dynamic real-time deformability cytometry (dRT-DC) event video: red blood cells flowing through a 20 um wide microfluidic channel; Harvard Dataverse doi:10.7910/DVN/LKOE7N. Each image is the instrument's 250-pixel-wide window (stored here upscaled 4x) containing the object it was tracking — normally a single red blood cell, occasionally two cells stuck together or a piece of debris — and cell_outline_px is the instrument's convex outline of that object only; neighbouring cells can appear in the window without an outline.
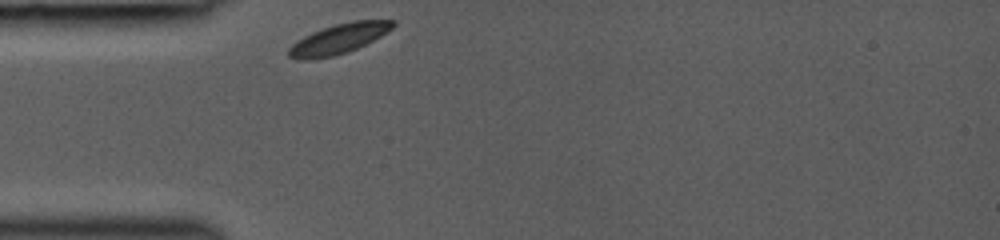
{"species": "common noctule bat (a hibernating species)", "species_latin": "Nyctalus noctula", "temperature_condition": "room temperature", "stored_images_in_passage": 25, "camera_frame_rate_fps": 3000, "um_per_image_px": 0.085, "animal": {"sex": "female", "body_mass_g": 19.0, "forearm_length_mm": 53.3}, "frame": {"image": 1, "passage_image": 1, "time_ms": 0.0, "image_size_px": [1000, 240], "cell_outline_px": [[396, 24], [392, 28], [380, 36], [356, 48], [332, 56], [288, 56], [288, 48], [292, 44], [304, 36], [312, 32], [336, 24], [352, 20], [396, 20]], "centroid_in_image_um": [28.89, 3.22], "position_along_channel_um": 56.1, "area_um2": 17.11}}
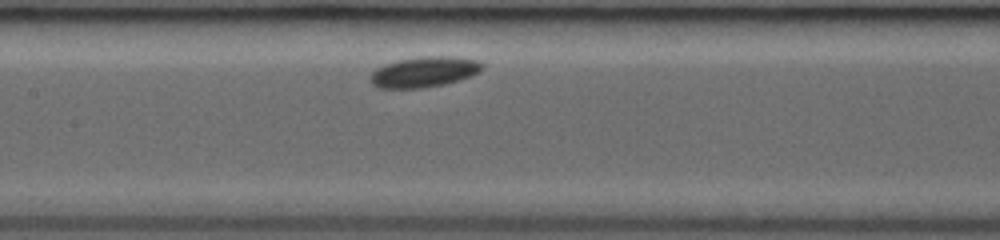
{"frame": {"image": 2, "passage_image": 10, "time_ms": 3.0, "image_size_px": [1000, 240], "cell_outline_px": [[484, 68], [480, 72], [472, 76], [444, 84], [420, 88], [380, 88], [372, 84], [372, 72], [376, 68], [400, 60], [428, 56], [448, 56], [476, 60], [484, 64]], "centroid_in_image_um": [36.11, 6.12], "position_along_channel_um": 171.3, "area_um2": 19.54}}
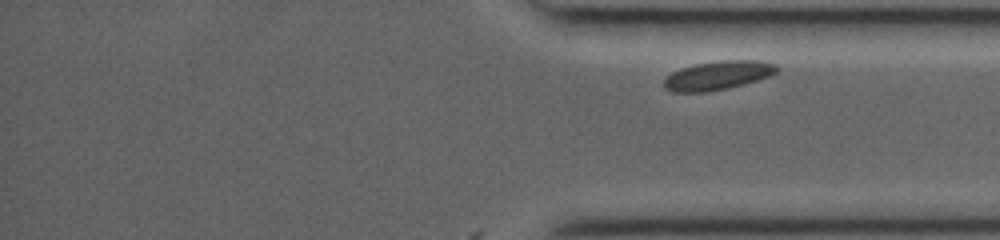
{"frame": {"image": 3, "passage_image": 25, "time_ms": 8.0, "image_size_px": [1000, 240], "cell_outline_px": [[780, 68], [776, 72], [768, 76], [756, 80], [728, 88], [708, 92], [672, 92], [664, 88], [664, 80], [672, 72], [680, 68], [696, 64], [720, 60], [760, 60], [776, 64]], "centroid_in_image_um": [61.01, 6.4], "position_along_channel_um": 374.2, "area_um2": 18.96}}